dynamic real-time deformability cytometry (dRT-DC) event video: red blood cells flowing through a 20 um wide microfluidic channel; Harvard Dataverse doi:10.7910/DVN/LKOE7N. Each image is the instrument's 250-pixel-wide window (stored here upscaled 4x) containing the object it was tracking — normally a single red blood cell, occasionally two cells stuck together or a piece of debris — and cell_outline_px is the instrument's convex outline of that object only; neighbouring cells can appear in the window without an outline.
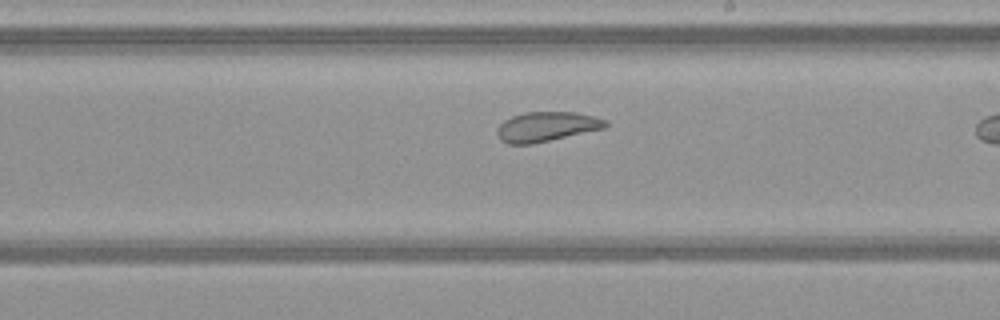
{"species": "common noctule bat (a hibernating species)", "species_latin": "Nyctalus noctula", "temperature_condition": "warm", "stored_images_in_passage": 11, "camera_frame_rate_fps": 3000, "um_per_image_px": 0.085, "animal": {"sex": "female", "body_mass_g": 21.9}, "frame": {"image": 1, "passage_image": 10, "time_ms": 3.0, "image_size_px": [1000, 320], "cell_outline_px": [[608, 124], [604, 128], [532, 144], [508, 144], [500, 140], [496, 132], [500, 124], [504, 120], [512, 116], [524, 112], [576, 112], [592, 116], [604, 120]], "centroid_in_image_um": [46.4, 10.76], "position_along_channel_um": 242.6, "area_um2": 18.55}}